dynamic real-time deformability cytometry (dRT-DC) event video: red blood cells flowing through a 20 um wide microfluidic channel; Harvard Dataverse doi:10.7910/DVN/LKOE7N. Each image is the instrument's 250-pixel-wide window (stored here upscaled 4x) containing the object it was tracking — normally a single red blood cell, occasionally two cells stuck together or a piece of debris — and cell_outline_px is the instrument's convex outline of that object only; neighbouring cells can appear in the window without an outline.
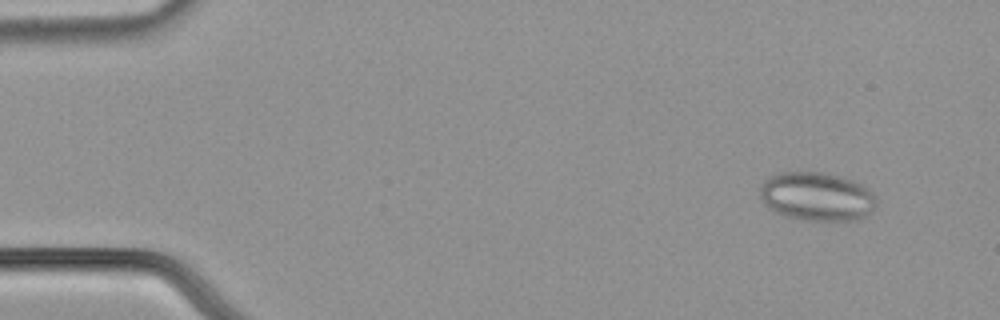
{"species": "common noctule bat (a hibernating species)", "species_latin": "Nyctalus noctula", "temperature_condition": "cold", "stored_images_in_passage": 53, "camera_frame_rate_fps": 3000, "um_per_image_px": 0.085, "animal": {"sex": "male", "body_mass_g": 21.5, "forearm_length_mm": 52.0}, "frame": {"image": 1, "passage_image": 1, "time_ms": 0.0, "image_size_px": [1000, 320], "cell_outline_px": [[872, 212], [860, 220], [804, 220], [788, 216], [776, 212], [768, 208], [764, 204], [760, 196], [760, 188], [764, 180], [768, 176], [780, 172], [820, 172], [852, 180], [868, 188], [872, 192]], "centroid_in_image_um": [69.37, 16.7], "position_along_channel_um": 15.6, "area_um2": 32.66}}
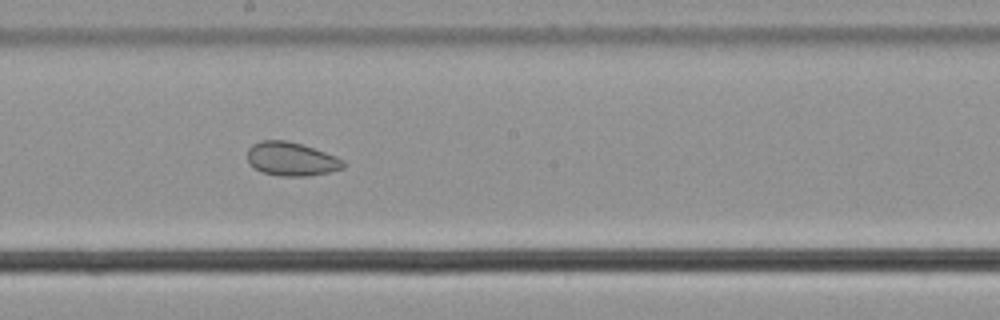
{"frame": {"image": 2, "passage_image": 28, "time_ms": 9.0, "image_size_px": [1000, 320], "cell_outline_px": [[344, 168], [328, 172], [308, 176], [280, 176], [260, 172], [248, 164], [248, 148], [252, 144], [260, 140], [288, 140], [336, 156], [344, 160]], "centroid_in_image_um": [24.72, 13.52], "position_along_channel_um": 223.5, "area_um2": 18.9}}
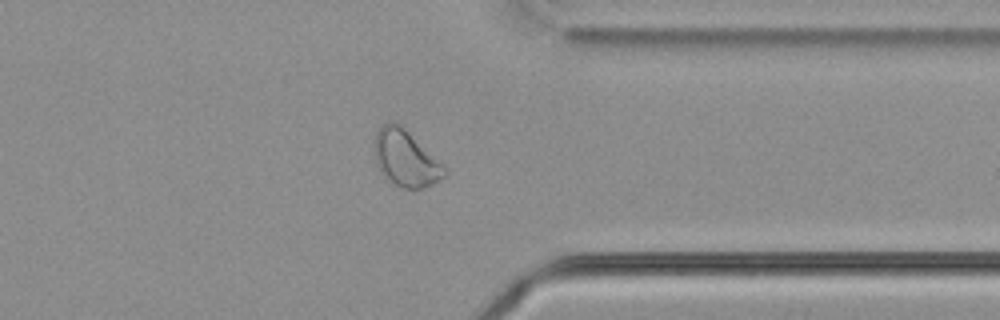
{"frame": {"image": 3, "passage_image": 41, "time_ms": 13.333, "image_size_px": [1000, 320], "cell_outline_px": [[448, 172], [444, 176], [432, 184], [420, 188], [400, 188], [392, 184], [380, 172], [376, 164], [372, 144], [376, 132], [388, 120], [396, 120], [444, 164], [448, 168]], "centroid_in_image_um": [34.45, 13.43], "position_along_channel_um": 377.0, "area_um2": 23.52}, "authors_computed_cell_mechanics": {"area_um2": 24.6806, "velocity_mm_per_s": 3.6373, "shape_relaxation_time_tau1_ms": null, "shape_relaxation_time_tau2_ms": 2.5574, "deformation_change_tau1": null, "deformation_change_tau2": 0.0649}}